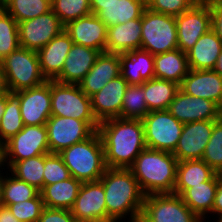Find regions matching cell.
Listing matches in <instances>:
<instances>
[{
  "mask_svg": "<svg viewBox=\"0 0 222 222\" xmlns=\"http://www.w3.org/2000/svg\"><path fill=\"white\" fill-rule=\"evenodd\" d=\"M107 168L129 169L147 148L140 119L110 118L99 123Z\"/></svg>",
  "mask_w": 222,
  "mask_h": 222,
  "instance_id": "6da1fadb",
  "label": "cell"
},
{
  "mask_svg": "<svg viewBox=\"0 0 222 222\" xmlns=\"http://www.w3.org/2000/svg\"><path fill=\"white\" fill-rule=\"evenodd\" d=\"M99 181L105 192L108 222H119L126 215L133 220L141 214L145 194L130 169L107 168Z\"/></svg>",
  "mask_w": 222,
  "mask_h": 222,
  "instance_id": "7a4b0ae2",
  "label": "cell"
},
{
  "mask_svg": "<svg viewBox=\"0 0 222 222\" xmlns=\"http://www.w3.org/2000/svg\"><path fill=\"white\" fill-rule=\"evenodd\" d=\"M177 158L173 153L145 148L129 168L145 195L173 193Z\"/></svg>",
  "mask_w": 222,
  "mask_h": 222,
  "instance_id": "3957f363",
  "label": "cell"
},
{
  "mask_svg": "<svg viewBox=\"0 0 222 222\" xmlns=\"http://www.w3.org/2000/svg\"><path fill=\"white\" fill-rule=\"evenodd\" d=\"M58 154L70 175L82 183L99 181L107 169L104 147L98 131Z\"/></svg>",
  "mask_w": 222,
  "mask_h": 222,
  "instance_id": "277c9868",
  "label": "cell"
},
{
  "mask_svg": "<svg viewBox=\"0 0 222 222\" xmlns=\"http://www.w3.org/2000/svg\"><path fill=\"white\" fill-rule=\"evenodd\" d=\"M11 93L39 86L47 81L42 74L38 53L19 47L1 61Z\"/></svg>",
  "mask_w": 222,
  "mask_h": 222,
  "instance_id": "5b68a950",
  "label": "cell"
},
{
  "mask_svg": "<svg viewBox=\"0 0 222 222\" xmlns=\"http://www.w3.org/2000/svg\"><path fill=\"white\" fill-rule=\"evenodd\" d=\"M141 49L152 55L178 49V36L174 16L157 13L146 8L141 17Z\"/></svg>",
  "mask_w": 222,
  "mask_h": 222,
  "instance_id": "8992f818",
  "label": "cell"
},
{
  "mask_svg": "<svg viewBox=\"0 0 222 222\" xmlns=\"http://www.w3.org/2000/svg\"><path fill=\"white\" fill-rule=\"evenodd\" d=\"M51 116L97 121L91 108V99L78 84L51 80Z\"/></svg>",
  "mask_w": 222,
  "mask_h": 222,
  "instance_id": "52a82bcc",
  "label": "cell"
},
{
  "mask_svg": "<svg viewBox=\"0 0 222 222\" xmlns=\"http://www.w3.org/2000/svg\"><path fill=\"white\" fill-rule=\"evenodd\" d=\"M142 123L147 148L170 153L175 151L184 124L168 110L150 111Z\"/></svg>",
  "mask_w": 222,
  "mask_h": 222,
  "instance_id": "ba28073f",
  "label": "cell"
},
{
  "mask_svg": "<svg viewBox=\"0 0 222 222\" xmlns=\"http://www.w3.org/2000/svg\"><path fill=\"white\" fill-rule=\"evenodd\" d=\"M3 151L7 169L17 161L49 154L46 126L24 125L22 130L3 144Z\"/></svg>",
  "mask_w": 222,
  "mask_h": 222,
  "instance_id": "9c48e42d",
  "label": "cell"
},
{
  "mask_svg": "<svg viewBox=\"0 0 222 222\" xmlns=\"http://www.w3.org/2000/svg\"><path fill=\"white\" fill-rule=\"evenodd\" d=\"M45 126L50 153H60L91 137L98 130L99 122L51 116Z\"/></svg>",
  "mask_w": 222,
  "mask_h": 222,
  "instance_id": "30bf717a",
  "label": "cell"
},
{
  "mask_svg": "<svg viewBox=\"0 0 222 222\" xmlns=\"http://www.w3.org/2000/svg\"><path fill=\"white\" fill-rule=\"evenodd\" d=\"M141 215L149 222H201L180 195L173 193L145 195Z\"/></svg>",
  "mask_w": 222,
  "mask_h": 222,
  "instance_id": "8fae6325",
  "label": "cell"
},
{
  "mask_svg": "<svg viewBox=\"0 0 222 222\" xmlns=\"http://www.w3.org/2000/svg\"><path fill=\"white\" fill-rule=\"evenodd\" d=\"M178 49L187 53L198 39L211 29V11L205 0L175 17Z\"/></svg>",
  "mask_w": 222,
  "mask_h": 222,
  "instance_id": "7c38bea8",
  "label": "cell"
},
{
  "mask_svg": "<svg viewBox=\"0 0 222 222\" xmlns=\"http://www.w3.org/2000/svg\"><path fill=\"white\" fill-rule=\"evenodd\" d=\"M65 26L51 10L45 14L18 23L20 47L38 52L51 39L59 35Z\"/></svg>",
  "mask_w": 222,
  "mask_h": 222,
  "instance_id": "4fadbf2b",
  "label": "cell"
},
{
  "mask_svg": "<svg viewBox=\"0 0 222 222\" xmlns=\"http://www.w3.org/2000/svg\"><path fill=\"white\" fill-rule=\"evenodd\" d=\"M20 101L24 125H46L51 117V80L14 93Z\"/></svg>",
  "mask_w": 222,
  "mask_h": 222,
  "instance_id": "5bb4252c",
  "label": "cell"
},
{
  "mask_svg": "<svg viewBox=\"0 0 222 222\" xmlns=\"http://www.w3.org/2000/svg\"><path fill=\"white\" fill-rule=\"evenodd\" d=\"M71 213L78 222H108L103 184L82 183Z\"/></svg>",
  "mask_w": 222,
  "mask_h": 222,
  "instance_id": "9a60e30c",
  "label": "cell"
},
{
  "mask_svg": "<svg viewBox=\"0 0 222 222\" xmlns=\"http://www.w3.org/2000/svg\"><path fill=\"white\" fill-rule=\"evenodd\" d=\"M168 111L181 123L202 120H218L222 117V108L204 98L193 97L180 88L170 103Z\"/></svg>",
  "mask_w": 222,
  "mask_h": 222,
  "instance_id": "2e32d148",
  "label": "cell"
},
{
  "mask_svg": "<svg viewBox=\"0 0 222 222\" xmlns=\"http://www.w3.org/2000/svg\"><path fill=\"white\" fill-rule=\"evenodd\" d=\"M216 120H202L183 125L182 134L173 152L178 162L201 159L212 135Z\"/></svg>",
  "mask_w": 222,
  "mask_h": 222,
  "instance_id": "e0dca14e",
  "label": "cell"
},
{
  "mask_svg": "<svg viewBox=\"0 0 222 222\" xmlns=\"http://www.w3.org/2000/svg\"><path fill=\"white\" fill-rule=\"evenodd\" d=\"M73 44L106 52L107 26L96 14H89L65 25Z\"/></svg>",
  "mask_w": 222,
  "mask_h": 222,
  "instance_id": "ac0fdd59",
  "label": "cell"
},
{
  "mask_svg": "<svg viewBox=\"0 0 222 222\" xmlns=\"http://www.w3.org/2000/svg\"><path fill=\"white\" fill-rule=\"evenodd\" d=\"M127 86V81L119 75L90 97L92 112L99 123L120 117Z\"/></svg>",
  "mask_w": 222,
  "mask_h": 222,
  "instance_id": "d6986e66",
  "label": "cell"
},
{
  "mask_svg": "<svg viewBox=\"0 0 222 222\" xmlns=\"http://www.w3.org/2000/svg\"><path fill=\"white\" fill-rule=\"evenodd\" d=\"M179 88L193 97L214 101L222 108V77L214 70H192Z\"/></svg>",
  "mask_w": 222,
  "mask_h": 222,
  "instance_id": "ffe728a7",
  "label": "cell"
},
{
  "mask_svg": "<svg viewBox=\"0 0 222 222\" xmlns=\"http://www.w3.org/2000/svg\"><path fill=\"white\" fill-rule=\"evenodd\" d=\"M120 75L119 54L101 52L90 71L78 83L80 89L88 96L96 94L110 80Z\"/></svg>",
  "mask_w": 222,
  "mask_h": 222,
  "instance_id": "44dd1931",
  "label": "cell"
},
{
  "mask_svg": "<svg viewBox=\"0 0 222 222\" xmlns=\"http://www.w3.org/2000/svg\"><path fill=\"white\" fill-rule=\"evenodd\" d=\"M91 13L107 27L141 19L147 8L146 0H116L111 3H90Z\"/></svg>",
  "mask_w": 222,
  "mask_h": 222,
  "instance_id": "7402d4cb",
  "label": "cell"
},
{
  "mask_svg": "<svg viewBox=\"0 0 222 222\" xmlns=\"http://www.w3.org/2000/svg\"><path fill=\"white\" fill-rule=\"evenodd\" d=\"M72 45L70 35L63 30L37 52L42 74L47 80H54L61 73Z\"/></svg>",
  "mask_w": 222,
  "mask_h": 222,
  "instance_id": "603a6c76",
  "label": "cell"
},
{
  "mask_svg": "<svg viewBox=\"0 0 222 222\" xmlns=\"http://www.w3.org/2000/svg\"><path fill=\"white\" fill-rule=\"evenodd\" d=\"M120 75L128 85H141L144 81L155 78L154 55L150 52L136 49L120 53Z\"/></svg>",
  "mask_w": 222,
  "mask_h": 222,
  "instance_id": "cb8c5ba5",
  "label": "cell"
},
{
  "mask_svg": "<svg viewBox=\"0 0 222 222\" xmlns=\"http://www.w3.org/2000/svg\"><path fill=\"white\" fill-rule=\"evenodd\" d=\"M98 50L73 44L65 59L61 73L54 79L61 83L78 84L93 67Z\"/></svg>",
  "mask_w": 222,
  "mask_h": 222,
  "instance_id": "d4e9b609",
  "label": "cell"
},
{
  "mask_svg": "<svg viewBox=\"0 0 222 222\" xmlns=\"http://www.w3.org/2000/svg\"><path fill=\"white\" fill-rule=\"evenodd\" d=\"M141 19L107 27L106 52L127 53L141 49Z\"/></svg>",
  "mask_w": 222,
  "mask_h": 222,
  "instance_id": "484cf974",
  "label": "cell"
},
{
  "mask_svg": "<svg viewBox=\"0 0 222 222\" xmlns=\"http://www.w3.org/2000/svg\"><path fill=\"white\" fill-rule=\"evenodd\" d=\"M222 51V41L210 29L187 52L188 66L192 70H213Z\"/></svg>",
  "mask_w": 222,
  "mask_h": 222,
  "instance_id": "4316f807",
  "label": "cell"
},
{
  "mask_svg": "<svg viewBox=\"0 0 222 222\" xmlns=\"http://www.w3.org/2000/svg\"><path fill=\"white\" fill-rule=\"evenodd\" d=\"M219 182V173L211 180L201 182L188 188L182 195L183 202L194 212L201 220L207 219L208 214L212 212L214 198ZM207 214V215H206ZM206 215V216H205Z\"/></svg>",
  "mask_w": 222,
  "mask_h": 222,
  "instance_id": "83f0119b",
  "label": "cell"
},
{
  "mask_svg": "<svg viewBox=\"0 0 222 222\" xmlns=\"http://www.w3.org/2000/svg\"><path fill=\"white\" fill-rule=\"evenodd\" d=\"M82 182L70 177L66 180L46 185L40 190L44 207L71 210Z\"/></svg>",
  "mask_w": 222,
  "mask_h": 222,
  "instance_id": "f1b7e54d",
  "label": "cell"
},
{
  "mask_svg": "<svg viewBox=\"0 0 222 222\" xmlns=\"http://www.w3.org/2000/svg\"><path fill=\"white\" fill-rule=\"evenodd\" d=\"M187 53L180 49L154 55L155 78L176 82L178 85L188 74Z\"/></svg>",
  "mask_w": 222,
  "mask_h": 222,
  "instance_id": "f546056e",
  "label": "cell"
},
{
  "mask_svg": "<svg viewBox=\"0 0 222 222\" xmlns=\"http://www.w3.org/2000/svg\"><path fill=\"white\" fill-rule=\"evenodd\" d=\"M217 173L202 159L178 162L173 194L182 195L188 188L211 180Z\"/></svg>",
  "mask_w": 222,
  "mask_h": 222,
  "instance_id": "4dcf8cb0",
  "label": "cell"
},
{
  "mask_svg": "<svg viewBox=\"0 0 222 222\" xmlns=\"http://www.w3.org/2000/svg\"><path fill=\"white\" fill-rule=\"evenodd\" d=\"M144 99L150 111L168 110L179 90L176 82L153 78L143 82Z\"/></svg>",
  "mask_w": 222,
  "mask_h": 222,
  "instance_id": "1f68e13d",
  "label": "cell"
},
{
  "mask_svg": "<svg viewBox=\"0 0 222 222\" xmlns=\"http://www.w3.org/2000/svg\"><path fill=\"white\" fill-rule=\"evenodd\" d=\"M0 6L18 23L51 11V0H0Z\"/></svg>",
  "mask_w": 222,
  "mask_h": 222,
  "instance_id": "d6a6232c",
  "label": "cell"
},
{
  "mask_svg": "<svg viewBox=\"0 0 222 222\" xmlns=\"http://www.w3.org/2000/svg\"><path fill=\"white\" fill-rule=\"evenodd\" d=\"M9 172L40 191L44 187V154L15 162Z\"/></svg>",
  "mask_w": 222,
  "mask_h": 222,
  "instance_id": "836d02e7",
  "label": "cell"
},
{
  "mask_svg": "<svg viewBox=\"0 0 222 222\" xmlns=\"http://www.w3.org/2000/svg\"><path fill=\"white\" fill-rule=\"evenodd\" d=\"M5 173L4 176L3 172L2 205L8 207L10 204L36 198L40 194V191L33 185L17 179L13 174L10 176L8 170Z\"/></svg>",
  "mask_w": 222,
  "mask_h": 222,
  "instance_id": "e575fe53",
  "label": "cell"
},
{
  "mask_svg": "<svg viewBox=\"0 0 222 222\" xmlns=\"http://www.w3.org/2000/svg\"><path fill=\"white\" fill-rule=\"evenodd\" d=\"M23 127L19 98L14 93L9 92L6 94V107L0 121V142L4 144Z\"/></svg>",
  "mask_w": 222,
  "mask_h": 222,
  "instance_id": "d590c367",
  "label": "cell"
},
{
  "mask_svg": "<svg viewBox=\"0 0 222 222\" xmlns=\"http://www.w3.org/2000/svg\"><path fill=\"white\" fill-rule=\"evenodd\" d=\"M144 96L143 83L141 85H128L124 93L119 118L142 120L149 113Z\"/></svg>",
  "mask_w": 222,
  "mask_h": 222,
  "instance_id": "8d00e7d4",
  "label": "cell"
},
{
  "mask_svg": "<svg viewBox=\"0 0 222 222\" xmlns=\"http://www.w3.org/2000/svg\"><path fill=\"white\" fill-rule=\"evenodd\" d=\"M19 47L18 22L0 6V60Z\"/></svg>",
  "mask_w": 222,
  "mask_h": 222,
  "instance_id": "74e56055",
  "label": "cell"
},
{
  "mask_svg": "<svg viewBox=\"0 0 222 222\" xmlns=\"http://www.w3.org/2000/svg\"><path fill=\"white\" fill-rule=\"evenodd\" d=\"M51 4V10L64 26L91 14L90 0H51Z\"/></svg>",
  "mask_w": 222,
  "mask_h": 222,
  "instance_id": "f35d334b",
  "label": "cell"
},
{
  "mask_svg": "<svg viewBox=\"0 0 222 222\" xmlns=\"http://www.w3.org/2000/svg\"><path fill=\"white\" fill-rule=\"evenodd\" d=\"M201 159L216 173L222 172V117L214 122L212 135Z\"/></svg>",
  "mask_w": 222,
  "mask_h": 222,
  "instance_id": "ab89813d",
  "label": "cell"
},
{
  "mask_svg": "<svg viewBox=\"0 0 222 222\" xmlns=\"http://www.w3.org/2000/svg\"><path fill=\"white\" fill-rule=\"evenodd\" d=\"M44 186L71 177L70 172L58 153L44 154Z\"/></svg>",
  "mask_w": 222,
  "mask_h": 222,
  "instance_id": "60d3db41",
  "label": "cell"
},
{
  "mask_svg": "<svg viewBox=\"0 0 222 222\" xmlns=\"http://www.w3.org/2000/svg\"><path fill=\"white\" fill-rule=\"evenodd\" d=\"M8 208L20 222H37L44 208L41 194L28 201L10 204Z\"/></svg>",
  "mask_w": 222,
  "mask_h": 222,
  "instance_id": "b9f144b4",
  "label": "cell"
},
{
  "mask_svg": "<svg viewBox=\"0 0 222 222\" xmlns=\"http://www.w3.org/2000/svg\"><path fill=\"white\" fill-rule=\"evenodd\" d=\"M200 0H146L147 8L157 13L178 16L192 8Z\"/></svg>",
  "mask_w": 222,
  "mask_h": 222,
  "instance_id": "7bdbcfd3",
  "label": "cell"
},
{
  "mask_svg": "<svg viewBox=\"0 0 222 222\" xmlns=\"http://www.w3.org/2000/svg\"><path fill=\"white\" fill-rule=\"evenodd\" d=\"M37 222H78L71 210L44 207Z\"/></svg>",
  "mask_w": 222,
  "mask_h": 222,
  "instance_id": "ee69618b",
  "label": "cell"
},
{
  "mask_svg": "<svg viewBox=\"0 0 222 222\" xmlns=\"http://www.w3.org/2000/svg\"><path fill=\"white\" fill-rule=\"evenodd\" d=\"M211 11V29L222 41V0H205Z\"/></svg>",
  "mask_w": 222,
  "mask_h": 222,
  "instance_id": "f6af8a7d",
  "label": "cell"
},
{
  "mask_svg": "<svg viewBox=\"0 0 222 222\" xmlns=\"http://www.w3.org/2000/svg\"><path fill=\"white\" fill-rule=\"evenodd\" d=\"M212 213L213 215L215 214L216 217H218L217 220H220L222 218V177L220 174H219V182L217 185V191L214 198V204H213L212 212L210 213V215Z\"/></svg>",
  "mask_w": 222,
  "mask_h": 222,
  "instance_id": "bcb514c9",
  "label": "cell"
},
{
  "mask_svg": "<svg viewBox=\"0 0 222 222\" xmlns=\"http://www.w3.org/2000/svg\"><path fill=\"white\" fill-rule=\"evenodd\" d=\"M0 222H20L11 212V210L4 205H0Z\"/></svg>",
  "mask_w": 222,
  "mask_h": 222,
  "instance_id": "7dc6e473",
  "label": "cell"
},
{
  "mask_svg": "<svg viewBox=\"0 0 222 222\" xmlns=\"http://www.w3.org/2000/svg\"><path fill=\"white\" fill-rule=\"evenodd\" d=\"M9 92L10 91L7 86L6 76L2 64L0 63V97L8 94Z\"/></svg>",
  "mask_w": 222,
  "mask_h": 222,
  "instance_id": "c3c4849f",
  "label": "cell"
},
{
  "mask_svg": "<svg viewBox=\"0 0 222 222\" xmlns=\"http://www.w3.org/2000/svg\"><path fill=\"white\" fill-rule=\"evenodd\" d=\"M215 72H217L222 77V51L218 56L217 62L213 68Z\"/></svg>",
  "mask_w": 222,
  "mask_h": 222,
  "instance_id": "681fc988",
  "label": "cell"
},
{
  "mask_svg": "<svg viewBox=\"0 0 222 222\" xmlns=\"http://www.w3.org/2000/svg\"><path fill=\"white\" fill-rule=\"evenodd\" d=\"M5 107H6V95L0 97V121L4 114Z\"/></svg>",
  "mask_w": 222,
  "mask_h": 222,
  "instance_id": "f907efd6",
  "label": "cell"
},
{
  "mask_svg": "<svg viewBox=\"0 0 222 222\" xmlns=\"http://www.w3.org/2000/svg\"><path fill=\"white\" fill-rule=\"evenodd\" d=\"M2 166H6L4 164V151H3V144L0 142V170L2 169Z\"/></svg>",
  "mask_w": 222,
  "mask_h": 222,
  "instance_id": "816d5d0a",
  "label": "cell"
},
{
  "mask_svg": "<svg viewBox=\"0 0 222 222\" xmlns=\"http://www.w3.org/2000/svg\"><path fill=\"white\" fill-rule=\"evenodd\" d=\"M3 170H0V205H2V192H3Z\"/></svg>",
  "mask_w": 222,
  "mask_h": 222,
  "instance_id": "f5cc1de1",
  "label": "cell"
},
{
  "mask_svg": "<svg viewBox=\"0 0 222 222\" xmlns=\"http://www.w3.org/2000/svg\"><path fill=\"white\" fill-rule=\"evenodd\" d=\"M129 222H149L141 214Z\"/></svg>",
  "mask_w": 222,
  "mask_h": 222,
  "instance_id": "db71d44e",
  "label": "cell"
},
{
  "mask_svg": "<svg viewBox=\"0 0 222 222\" xmlns=\"http://www.w3.org/2000/svg\"><path fill=\"white\" fill-rule=\"evenodd\" d=\"M116 0H90V3H111Z\"/></svg>",
  "mask_w": 222,
  "mask_h": 222,
  "instance_id": "11a10c76",
  "label": "cell"
},
{
  "mask_svg": "<svg viewBox=\"0 0 222 222\" xmlns=\"http://www.w3.org/2000/svg\"><path fill=\"white\" fill-rule=\"evenodd\" d=\"M201 222H204V219H203ZM205 222H206V219H205ZM216 222H221V221H220V220H217Z\"/></svg>",
  "mask_w": 222,
  "mask_h": 222,
  "instance_id": "9f6ffc18",
  "label": "cell"
}]
</instances>
